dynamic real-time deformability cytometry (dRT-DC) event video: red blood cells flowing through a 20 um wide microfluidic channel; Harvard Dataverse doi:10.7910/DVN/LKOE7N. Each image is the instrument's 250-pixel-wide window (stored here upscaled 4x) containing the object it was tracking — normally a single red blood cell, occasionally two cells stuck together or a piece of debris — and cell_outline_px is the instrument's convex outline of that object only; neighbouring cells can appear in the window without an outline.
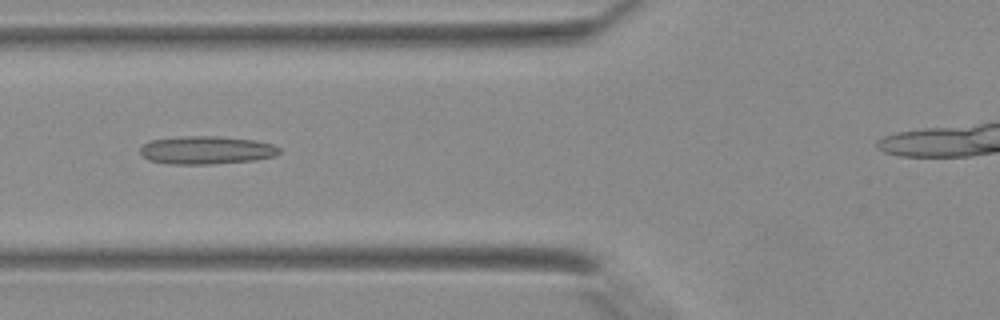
{"species": "Egyptian fruit bat (a non-hibernating species)", "species_latin": "Rousettus aegyptiacus", "temperature_condition": "warm", "stored_images_in_passage": 27, "camera_frame_rate_fps": 3000, "um_per_image_px": 0.085, "animal": {"sex": "female"}, "frame": {"image": 1, "passage_image": 7, "time_ms": 2.0, "image_size_px": [1000, 320], "cell_outline_px": [[280, 152], [272, 156], [256, 160], [212, 164], [172, 164], [148, 160], [140, 152], [140, 148], [144, 144], [152, 140], [184, 136], [220, 136], [256, 140], [272, 144], [280, 148]], "centroid_in_image_um": [17.56, 12.76], "position_along_channel_um": 108.2, "area_um2": 22.72}}
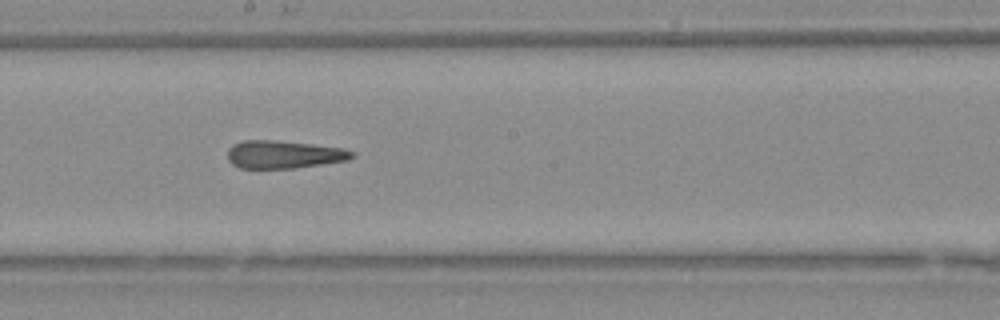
{"frame": {"image": 2, "passage_image": 14, "time_ms": 4.333, "image_size_px": [1000, 320], "cell_outline_px": [[356, 156], [348, 160], [296, 168], [240, 168], [232, 164], [228, 160], [228, 148], [232, 144], [244, 140], [276, 140], [312, 144], [344, 148], [356, 152]], "centroid_in_image_um": [24.14, 13.12], "position_along_channel_um": 224.1, "area_um2": 20.4}}
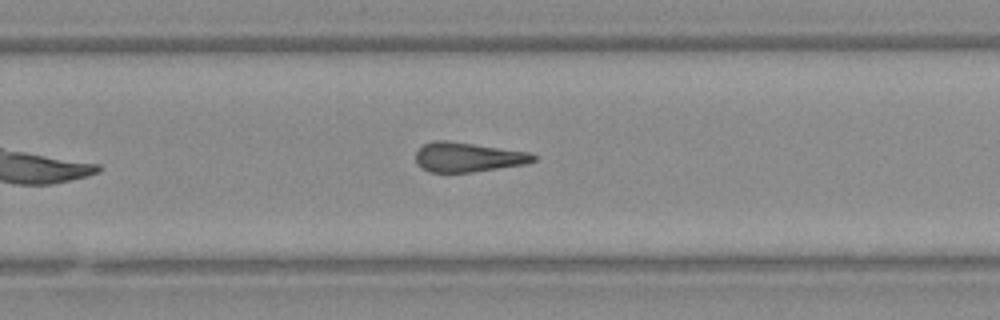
{"frame": {"image": 3, "passage_image": 18, "time_ms": 5.667, "image_size_px": [1000, 320], "cell_outline_px": [[536, 160], [528, 164], [472, 172], [432, 172], [424, 168], [416, 160], [416, 152], [424, 144], [432, 140], [448, 140], [528, 152], [536, 156]], "centroid_in_image_um": [39.8, 13.35], "position_along_channel_um": 290.0, "area_um2": 20.11}}